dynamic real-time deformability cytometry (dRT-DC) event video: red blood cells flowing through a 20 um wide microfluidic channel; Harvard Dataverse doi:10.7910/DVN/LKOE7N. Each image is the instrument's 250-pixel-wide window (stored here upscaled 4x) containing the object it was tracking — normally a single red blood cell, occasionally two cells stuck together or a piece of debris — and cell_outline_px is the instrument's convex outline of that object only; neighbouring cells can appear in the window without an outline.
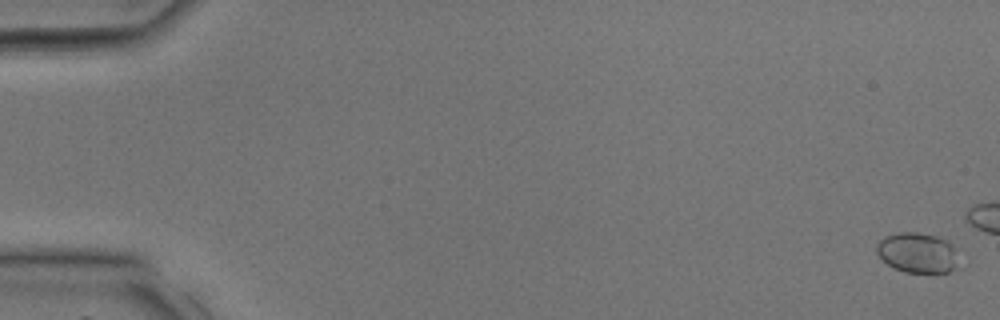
{"species": "common noctule bat (a hibernating species)", "species_latin": "Nyctalus noctula", "temperature_condition": "room temperature", "stored_images_in_passage": 8, "camera_frame_rate_fps": 3000, "um_per_image_px": 0.085, "animal": {"sex": "male", "body_mass_g": 17.9, "forearm_length_mm": 54.2}, "frame": {"image": 1, "passage_image": 1, "time_ms": 0.0, "image_size_px": [1000, 320], "cell_outline_px": [[968, 264], [964, 268], [948, 272], [904, 272], [892, 268], [876, 252], [876, 244], [884, 236], [896, 232], [916, 232], [936, 236], [952, 244]], "centroid_in_image_um": [78.14, 21.52], "position_along_channel_um": 6.9, "area_um2": 20.23}}